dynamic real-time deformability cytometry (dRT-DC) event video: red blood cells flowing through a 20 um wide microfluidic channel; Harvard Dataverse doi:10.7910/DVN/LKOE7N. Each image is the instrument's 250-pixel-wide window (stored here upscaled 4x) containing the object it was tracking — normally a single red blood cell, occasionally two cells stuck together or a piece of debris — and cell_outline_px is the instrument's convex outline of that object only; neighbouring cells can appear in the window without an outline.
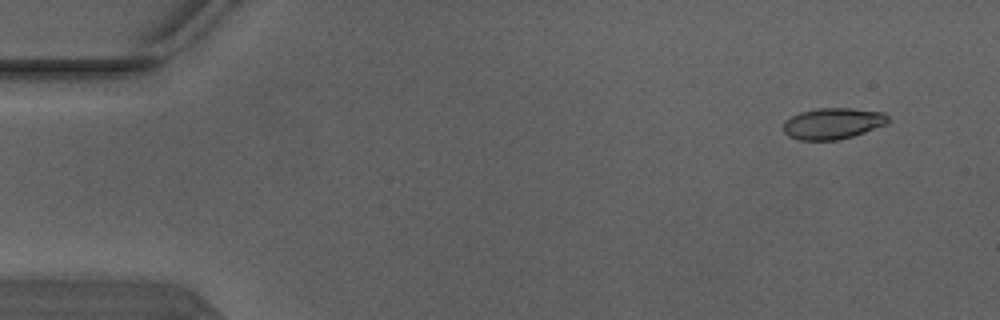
{"species": "Egyptian fruit bat (a non-hibernating species)", "species_latin": "Rousettus aegyptiacus", "temperature_condition": "warm", "stored_images_in_passage": 5, "segment_of_instrument_passage": [2, 2], "camera_frame_rate_fps": 3000, "um_per_image_px": 0.085, "animal": {"sex": "male"}, "frame": {"image": 1, "passage_image": 5, "time_ms": 1.333, "image_size_px": [1000, 320], "cell_outline_px": [[892, 120], [888, 124], [852, 136], [836, 140], [796, 140], [788, 136], [784, 132], [784, 120], [800, 112], [816, 108], [852, 108], [884, 112]], "centroid_in_image_um": [70.81, 10.49], "position_along_channel_um": 14.2, "area_um2": 19.25}}